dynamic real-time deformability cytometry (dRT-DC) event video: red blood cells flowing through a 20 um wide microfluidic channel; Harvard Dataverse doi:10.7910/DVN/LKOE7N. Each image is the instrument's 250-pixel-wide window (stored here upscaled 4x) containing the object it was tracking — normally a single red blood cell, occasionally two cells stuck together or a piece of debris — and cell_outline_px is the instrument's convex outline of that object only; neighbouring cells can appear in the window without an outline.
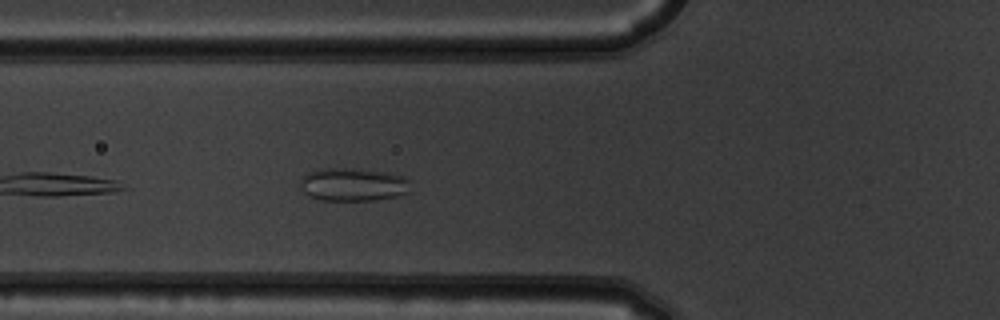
{"species": "common noctule bat (a hibernating species)", "species_latin": "Nyctalus noctula", "temperature_condition": "warm", "stored_images_in_passage": 4, "camera_frame_rate_fps": 3000, "um_per_image_px": 0.085, "animal": {"sex": "male", "body_mass_g": 19.5, "forearm_length_mm": 54.6}, "frame": {"image": 1, "passage_image": 4, "time_ms": 1.0, "image_size_px": [1000, 320], "cell_outline_px": [[408, 192], [396, 196], [376, 200], [320, 200], [308, 196], [300, 188], [300, 180], [308, 172], [324, 168], [356, 168], [388, 172], [404, 176], [408, 180]], "centroid_in_image_um": [29.98, 15.67], "position_along_channel_um": 95.8, "area_um2": 21.39}}